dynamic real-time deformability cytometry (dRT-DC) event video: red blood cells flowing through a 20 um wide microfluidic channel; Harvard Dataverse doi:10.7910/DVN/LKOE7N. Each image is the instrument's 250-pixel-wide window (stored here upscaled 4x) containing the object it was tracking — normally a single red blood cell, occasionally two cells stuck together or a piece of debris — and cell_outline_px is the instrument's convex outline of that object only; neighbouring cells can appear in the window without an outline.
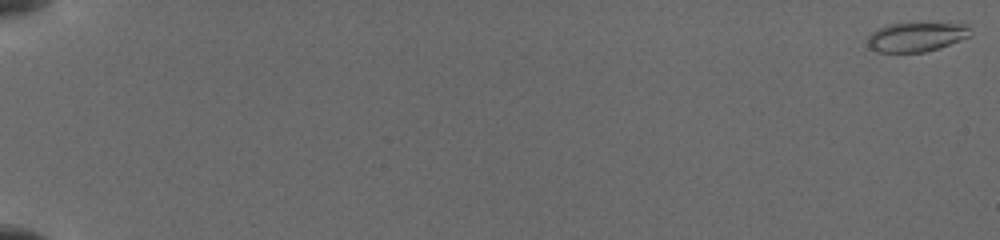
{"species": "common noctule bat (a hibernating species)", "species_latin": "Nyctalus noctula", "temperature_condition": "cold", "stored_images_in_passage": 56, "camera_frame_rate_fps": 3000, "um_per_image_px": 0.085, "animal": {"sex": "female", "body_mass_g": 19.5, "forearm_length_mm": 54.1}, "frame": {"image": 1, "passage_image": 1, "time_ms": 0.0, "image_size_px": [1000, 240], "cell_outline_px": [[972, 36], [940, 48], [924, 52], [876, 52], [868, 44], [868, 36], [872, 32], [888, 24], [964, 24], [972, 32]], "centroid_in_image_um": [77.91, 3.16], "position_along_channel_um": 7.1, "area_um2": 17.28}}
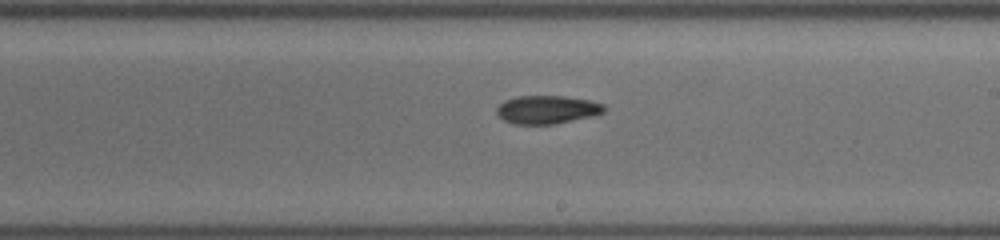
{"frame": {"image": 2, "passage_image": 36, "time_ms": 11.333, "image_size_px": [1000, 240], "cell_outline_px": [[604, 112], [592, 116], [552, 124], [512, 124], [504, 120], [496, 112], [496, 108], [504, 100], [516, 96], [564, 96], [588, 100], [604, 104]], "centroid_in_image_um": [46.47, 9.31], "position_along_channel_um": 242.5, "area_um2": 17.57}}
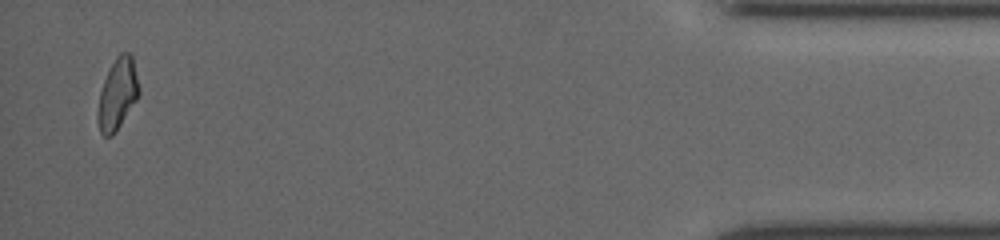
{"frame": {"image": 3, "passage_image": 55, "time_ms": 17.667, "image_size_px": [1000, 240], "cell_outline_px": [[140, 92], [136, 100], [116, 132], [112, 136], [104, 136], [100, 132], [96, 116], [100, 92], [104, 80], [116, 56], [120, 52], [128, 52], [132, 56], [140, 88]], "centroid_in_image_um": [9.98, 8.01], "position_along_channel_um": 425.2, "area_um2": 17.05}}